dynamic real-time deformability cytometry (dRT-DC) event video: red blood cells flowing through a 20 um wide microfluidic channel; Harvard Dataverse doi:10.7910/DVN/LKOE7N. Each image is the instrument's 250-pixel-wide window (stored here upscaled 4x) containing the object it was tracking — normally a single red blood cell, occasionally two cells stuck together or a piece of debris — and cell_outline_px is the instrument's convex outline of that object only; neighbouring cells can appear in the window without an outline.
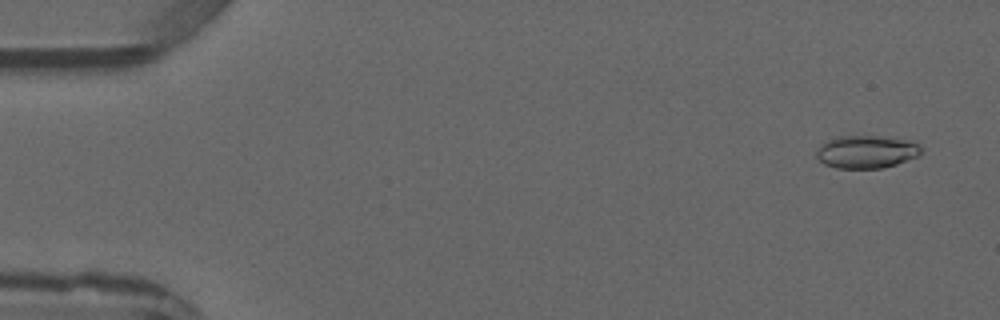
{"species": "common noctule bat (a hibernating species)", "species_latin": "Nyctalus noctula", "temperature_condition": "warm", "stored_images_in_passage": 4, "camera_frame_rate_fps": 3000, "um_per_image_px": 0.085, "animal": {"sex": "male", "forearm_length_mm": 52.5}, "frame": {"image": 1, "passage_image": 1, "time_ms": 0.0, "image_size_px": [1000, 320], "cell_outline_px": [[920, 156], [884, 168], [836, 168], [824, 164], [816, 156], [816, 152], [820, 144], [836, 136], [880, 136], [904, 140], [920, 144]], "centroid_in_image_um": [73.62, 12.91], "position_along_channel_um": 11.4, "area_um2": 20.0}}
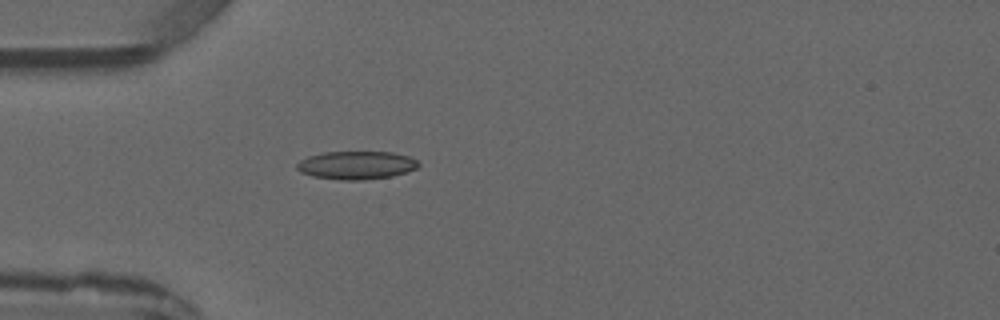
{"frame": {"image": 2, "passage_image": 4, "time_ms": 3.667, "image_size_px": [1000, 320], "cell_outline_px": [[420, 164], [416, 168], [392, 176], [364, 180], [340, 180], [312, 176], [300, 172], [296, 168], [296, 164], [300, 160], [308, 156], [324, 152], [392, 152], [408, 156], [416, 160]], "centroid_in_image_um": [30.25, 14.04], "position_along_channel_um": 54.7, "area_um2": 19.94}}